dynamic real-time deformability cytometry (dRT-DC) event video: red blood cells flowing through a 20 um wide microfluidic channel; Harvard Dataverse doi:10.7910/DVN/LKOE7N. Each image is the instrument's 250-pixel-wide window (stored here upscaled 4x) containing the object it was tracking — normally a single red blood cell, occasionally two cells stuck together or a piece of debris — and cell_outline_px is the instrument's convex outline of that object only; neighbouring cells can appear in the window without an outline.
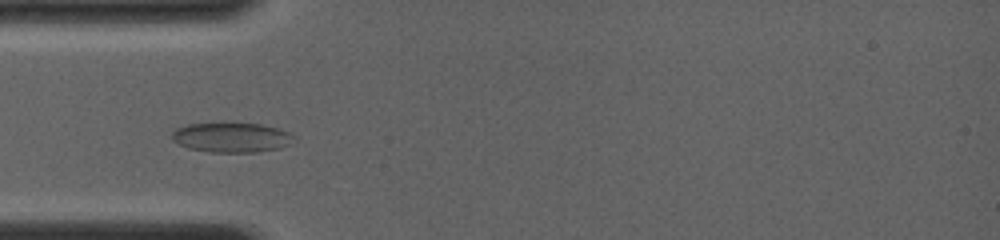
{"species": "common noctule bat (a hibernating species)", "species_latin": "Nyctalus noctula", "temperature_condition": "room temperature", "stored_images_in_passage": 23, "camera_frame_rate_fps": 4000, "um_per_image_px": 0.085, "animal": {"sex": "female", "body_mass_g": 19.0, "forearm_length_mm": 56.7}, "frame": {"image": 1, "passage_image": 8, "time_ms": 4.0, "image_size_px": [1000, 240], "cell_outline_px": [[296, 136], [292, 144], [280, 148], [256, 152], [208, 152], [188, 148], [172, 140], [172, 132], [176, 128], [188, 124], [260, 124], [276, 128], [288, 132]], "centroid_in_image_um": [19.7, 11.7], "position_along_channel_um": 65.3, "area_um2": 20.98}}
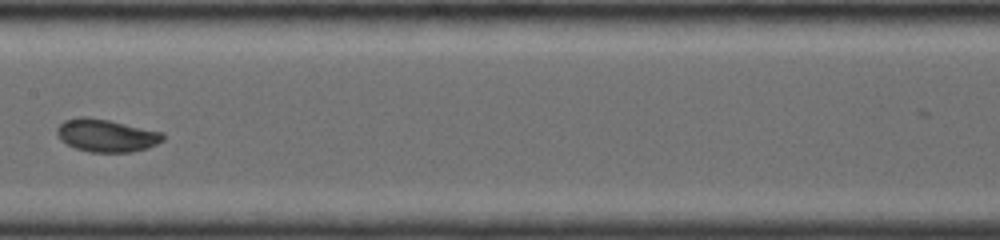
{"frame": {"image": 2, "passage_image": 14, "time_ms": 7.25, "image_size_px": [1000, 240], "cell_outline_px": [[164, 140], [148, 148], [132, 152], [88, 152], [76, 148], [60, 140], [56, 132], [56, 128], [64, 120], [80, 116], [84, 116], [108, 120], [164, 132]], "centroid_in_image_um": [9.04, 11.51], "position_along_channel_um": 198.4, "area_um2": 20.29}}
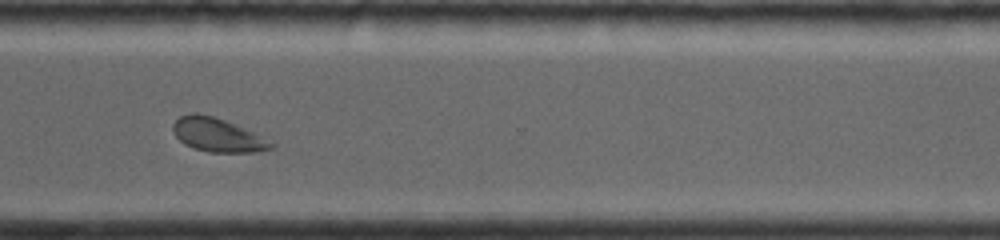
{"frame": {"image": 3, "passage_image": 21, "time_ms": 11.0, "image_size_px": [1000, 240], "cell_outline_px": [[276, 144], [272, 148], [256, 152], [208, 152], [192, 148], [184, 144], [176, 136], [172, 128], [172, 124], [180, 116], [192, 112], [196, 112], [212, 116], [224, 120], [252, 132]], "centroid_in_image_um": [18.44, 11.47], "position_along_channel_um": 352.2, "area_um2": 19.07}}